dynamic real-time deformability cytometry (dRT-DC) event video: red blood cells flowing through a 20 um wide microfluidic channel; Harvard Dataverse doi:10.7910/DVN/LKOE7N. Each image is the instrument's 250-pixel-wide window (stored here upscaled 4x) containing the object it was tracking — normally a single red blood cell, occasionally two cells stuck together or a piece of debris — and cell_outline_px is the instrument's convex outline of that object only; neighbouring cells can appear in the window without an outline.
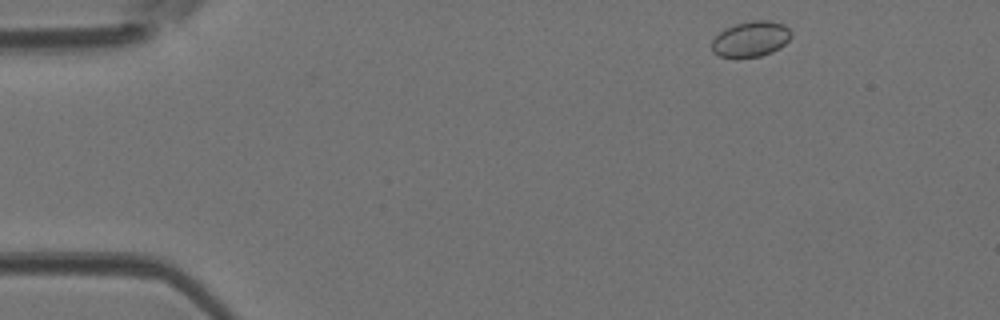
{"species": "Egyptian fruit bat (a non-hibernating species)", "species_latin": "Rousettus aegyptiacus", "temperature_condition": "room temperature", "stored_images_in_passage": 10, "camera_frame_rate_fps": 3000, "um_per_image_px": 0.085, "animal": {"sex": "female"}, "frame": {"image": 1, "passage_image": 2, "time_ms": 0.333, "image_size_px": [1000, 320], "cell_outline_px": [[792, 36], [780, 48], [772, 52], [760, 56], [720, 56], [712, 52], [712, 40], [724, 28], [736, 24], [752, 20], [772, 20], [784, 24], [792, 32]], "centroid_in_image_um": [63.84, 3.29], "position_along_channel_um": 21.2, "area_um2": 16.36}}